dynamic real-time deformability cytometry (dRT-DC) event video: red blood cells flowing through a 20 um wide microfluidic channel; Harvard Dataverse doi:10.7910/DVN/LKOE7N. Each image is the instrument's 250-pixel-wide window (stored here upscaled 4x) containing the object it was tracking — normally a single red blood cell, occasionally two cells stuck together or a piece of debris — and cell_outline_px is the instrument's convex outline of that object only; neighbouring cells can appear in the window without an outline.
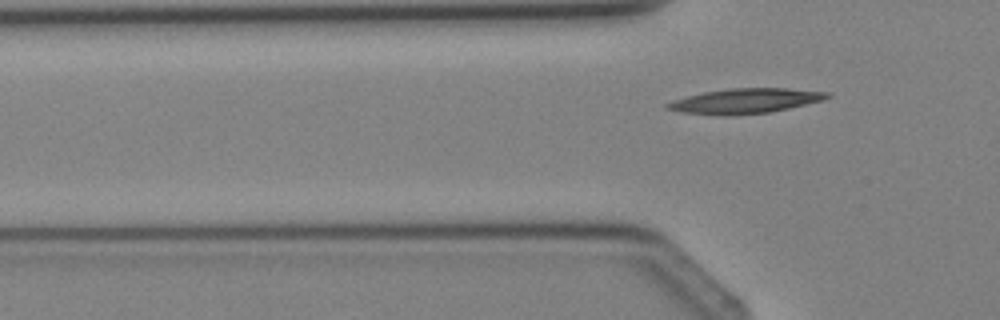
{"species": "Egyptian fruit bat (a non-hibernating species)", "species_latin": "Rousettus aegyptiacus", "temperature_condition": "cold", "stored_images_in_passage": 2, "camera_frame_rate_fps": 3000, "um_per_image_px": 0.085, "animal": {"sex": "female"}, "frame": {"image": 1, "passage_image": 2, "time_ms": 1.333, "image_size_px": [1000, 320], "cell_outline_px": [[832, 96], [824, 100], [788, 108], [768, 112], [732, 116], [720, 116], [680, 112], [664, 108], [664, 104], [672, 100], [704, 92], [728, 88], [784, 88], [828, 92]], "centroid_in_image_um": [63.29, 8.59], "position_along_channel_um": 62.5, "area_um2": 23.35}}